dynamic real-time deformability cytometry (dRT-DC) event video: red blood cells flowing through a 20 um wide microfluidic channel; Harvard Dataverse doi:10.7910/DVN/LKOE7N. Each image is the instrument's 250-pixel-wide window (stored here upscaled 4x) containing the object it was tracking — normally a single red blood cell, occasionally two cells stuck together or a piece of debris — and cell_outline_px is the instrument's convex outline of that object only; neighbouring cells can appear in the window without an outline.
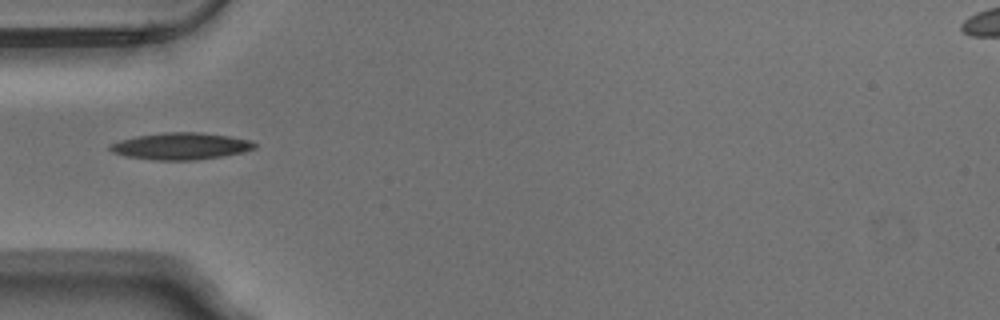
{"species": "Egyptian fruit bat (a non-hibernating species)", "species_latin": "Rousettus aegyptiacus", "temperature_condition": "warm", "stored_images_in_passage": 7, "camera_frame_rate_fps": 3000, "um_per_image_px": 0.085, "animal": {"sex": "male"}, "frame": {"image": 1, "passage_image": 1, "time_ms": 0.0, "image_size_px": [1000, 320], "cell_outline_px": [[256, 148], [244, 152], [196, 160], [156, 160], [128, 156], [112, 152], [108, 148], [108, 144], [120, 140], [136, 136], [164, 132], [200, 132], [232, 136], [252, 140], [256, 144]], "centroid_in_image_um": [15.39, 12.41], "position_along_channel_um": 69.6, "area_um2": 22.72}}
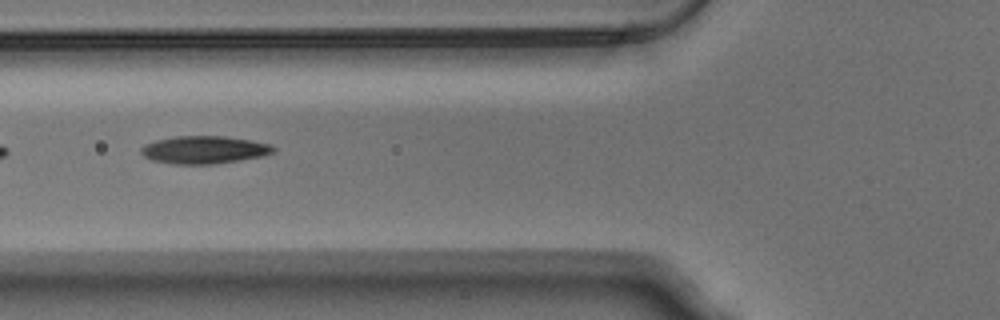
{"frame": {"image": 2, "passage_image": 4, "time_ms": 1.0, "image_size_px": [1000, 320], "cell_outline_px": [[276, 148], [272, 152], [264, 156], [240, 160], [212, 164], [172, 164], [152, 160], [144, 156], [140, 152], [140, 148], [144, 144], [156, 140], [176, 136], [224, 136], [252, 140], [272, 144]], "centroid_in_image_um": [17.36, 12.73], "position_along_channel_um": 108.4, "area_um2": 21.5}}